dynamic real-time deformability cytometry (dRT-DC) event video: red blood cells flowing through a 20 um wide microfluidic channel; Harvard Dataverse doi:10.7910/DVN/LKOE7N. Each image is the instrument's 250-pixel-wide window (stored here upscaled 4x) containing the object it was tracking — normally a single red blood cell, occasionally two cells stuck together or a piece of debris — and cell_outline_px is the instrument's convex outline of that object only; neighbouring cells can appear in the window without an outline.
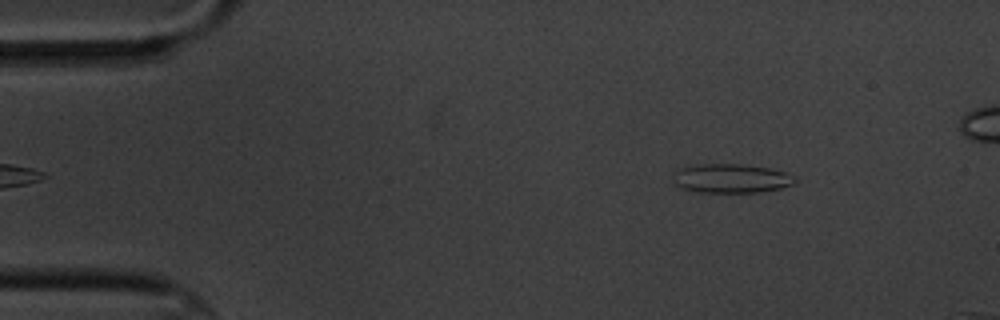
{"species": "common noctule bat (a hibernating species)", "species_latin": "Nyctalus noctula", "temperature_condition": "cold", "stored_images_in_passage": 4, "camera_frame_rate_fps": 3000, "um_per_image_px": 0.085, "animal": {"sex": "male", "body_mass_g": 20.1, "forearm_length_mm": 53.5}, "frame": {"image": 1, "passage_image": 4, "time_ms": 3.667, "image_size_px": [1000, 320], "cell_outline_px": [[800, 180], [792, 184], [780, 188], [760, 192], [696, 192], [684, 188], [676, 184], [672, 180], [676, 172], [680, 168], [700, 164], [740, 164], [768, 168], [788, 172], [796, 176]], "centroid_in_image_um": [62.21, 15.16], "position_along_channel_um": 22.8, "area_um2": 20.63}}